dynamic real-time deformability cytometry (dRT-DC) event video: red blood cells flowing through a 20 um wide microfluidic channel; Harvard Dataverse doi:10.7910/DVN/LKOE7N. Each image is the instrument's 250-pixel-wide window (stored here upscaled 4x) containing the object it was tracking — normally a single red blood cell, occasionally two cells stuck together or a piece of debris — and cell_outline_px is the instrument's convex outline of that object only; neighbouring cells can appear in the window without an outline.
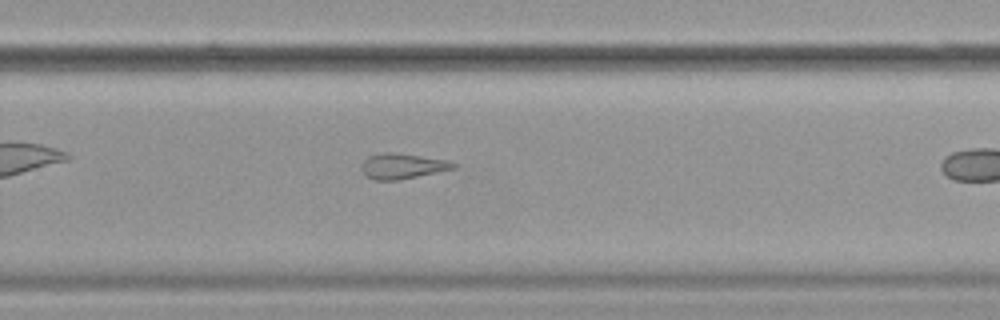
{"species": "common noctule bat (a hibernating species)", "species_latin": "Nyctalus noctula", "temperature_condition": "cold", "stored_images_in_passage": 29, "camera_frame_rate_fps": 3000, "um_per_image_px": 0.085, "animal": {"sex": "female", "body_mass_g": 19.9}, "frame": {"image": 1, "passage_image": 25, "time_ms": 8.0, "image_size_px": [1000, 320], "cell_outline_px": [[456, 168], [400, 180], [372, 180], [364, 176], [360, 168], [360, 164], [368, 156], [380, 152], [392, 152], [444, 160], [456, 164]], "centroid_in_image_um": [34.1, 14.13], "position_along_channel_um": 295.7, "area_um2": 13.64}}